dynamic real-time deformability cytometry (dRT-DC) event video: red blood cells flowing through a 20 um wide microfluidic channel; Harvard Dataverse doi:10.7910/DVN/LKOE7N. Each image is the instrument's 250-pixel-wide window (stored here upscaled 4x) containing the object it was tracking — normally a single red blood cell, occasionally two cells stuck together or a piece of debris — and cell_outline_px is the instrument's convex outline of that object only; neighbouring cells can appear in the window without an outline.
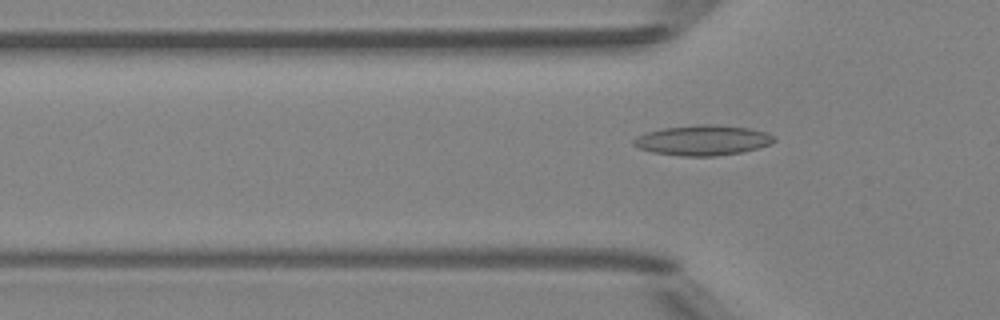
{"species": "Egyptian fruit bat (a non-hibernating species)", "species_latin": "Rousettus aegyptiacus", "temperature_condition": "room temperature", "stored_images_in_passage": 6, "camera_frame_rate_fps": 3000, "um_per_image_px": 0.085, "animal": {"sex": "female"}, "frame": {"image": 1, "passage_image": 6, "time_ms": 6.333, "image_size_px": [1000, 320], "cell_outline_px": [[776, 140], [772, 144], [740, 152], [716, 156], [680, 156], [652, 152], [640, 148], [632, 144], [632, 140], [636, 136], [644, 132], [664, 128], [696, 124], [716, 124], [748, 128], [768, 132], [776, 136]], "centroid_in_image_um": [59.73, 11.91], "position_along_channel_um": 66.1, "area_um2": 24.97}}